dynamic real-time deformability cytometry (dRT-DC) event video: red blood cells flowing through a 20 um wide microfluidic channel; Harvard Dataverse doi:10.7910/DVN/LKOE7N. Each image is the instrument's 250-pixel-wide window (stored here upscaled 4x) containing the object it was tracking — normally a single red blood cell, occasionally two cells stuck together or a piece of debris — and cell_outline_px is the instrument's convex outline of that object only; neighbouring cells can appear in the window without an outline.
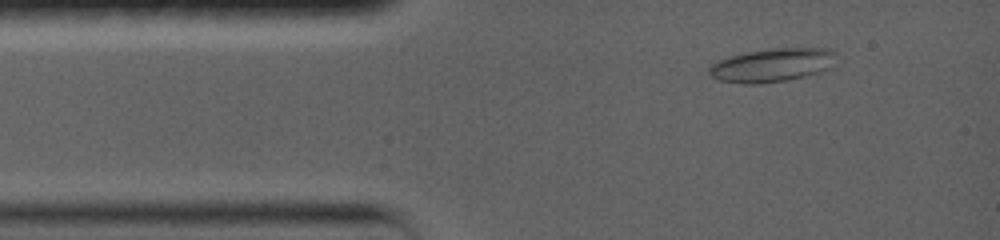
{"species": "common noctule bat (a hibernating species)", "species_latin": "Nyctalus noctula", "temperature_condition": "warm", "stored_images_in_passage": 39, "camera_frame_rate_fps": 5000, "um_per_image_px": 0.085, "animal": {"sex": "female", "body_mass_g": 19.0, "forearm_length_mm": 56.7}, "frame": {"image": 1, "passage_image": 5, "time_ms": 1.2, "image_size_px": [1000, 240], "cell_outline_px": [[836, 52], [832, 68], [804, 76], [784, 80], [760, 84], [744, 84], [716, 80], [708, 72], [708, 68], [716, 60], [728, 56], [748, 52], [772, 48], [832, 48]], "centroid_in_image_um": [65.62, 5.53], "position_along_channel_um": 19.4, "area_um2": 25.03}}
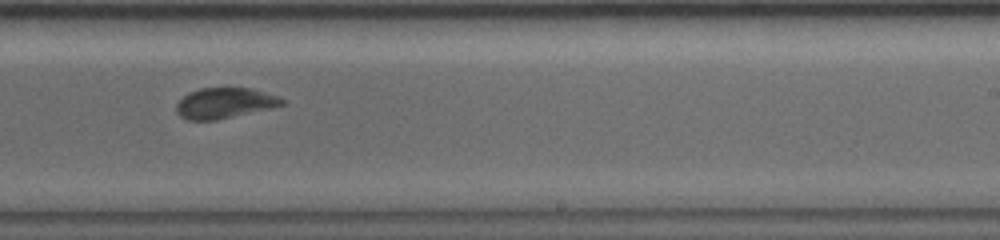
{"frame": {"image": 2, "passage_image": 27, "time_ms": 8.8, "image_size_px": [1000, 240], "cell_outline_px": [[284, 104], [268, 108], [216, 120], [192, 120], [180, 116], [176, 108], [176, 104], [188, 92], [200, 88], [252, 88], [280, 96], [284, 100]], "centroid_in_image_um": [19.09, 8.74], "position_along_channel_um": 269.9, "area_um2": 18.55}}
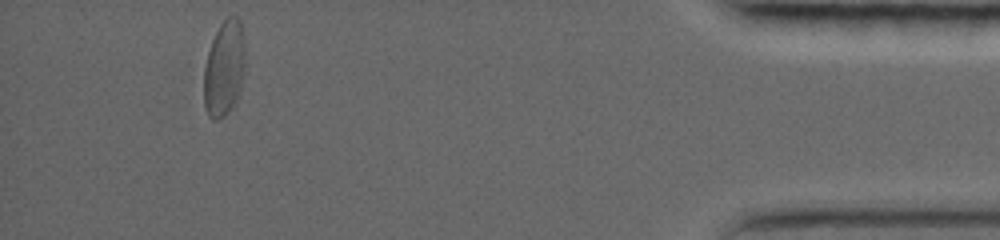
{"frame": {"image": 3, "passage_image": 39, "time_ms": 14.6, "image_size_px": [1000, 240], "cell_outline_px": [[244, 64], [232, 100], [228, 108], [220, 116], [208, 108], [204, 100], [204, 68], [208, 52], [212, 40], [220, 24], [228, 16], [236, 16], [240, 20], [244, 44]], "centroid_in_image_um": [19.03, 5.55], "position_along_channel_um": 416.2, "area_um2": 20.87}, "authors_computed_cell_mechanics": {"area_um2": 19.5942, "velocity_mm_per_s": 3.7747, "shape_relaxation_time_tau1_ms": 3.8767, "shape_relaxation_time_tau2_ms": 2.1687, "deformation_change_tau1": 0.1104, "deformation_change_tau2": 0.0687}}